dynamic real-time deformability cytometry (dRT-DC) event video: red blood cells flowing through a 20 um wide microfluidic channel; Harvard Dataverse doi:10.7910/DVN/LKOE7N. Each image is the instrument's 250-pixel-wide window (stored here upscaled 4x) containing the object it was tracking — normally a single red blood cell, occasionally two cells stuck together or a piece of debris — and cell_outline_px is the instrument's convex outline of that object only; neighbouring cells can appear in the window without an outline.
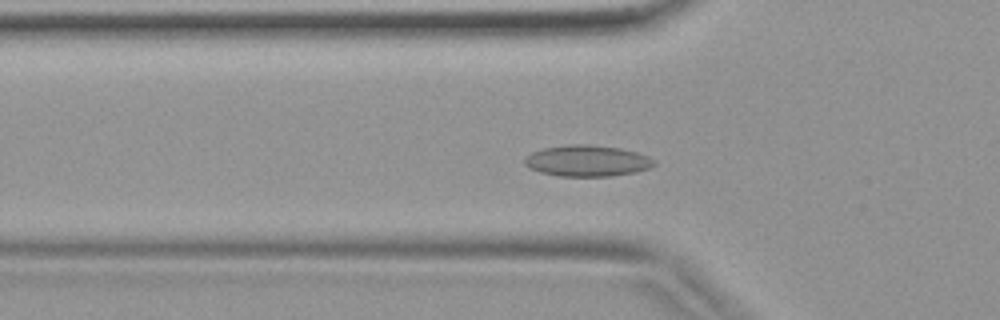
{"species": "common noctule bat (a hibernating species)", "species_latin": "Nyctalus noctula", "temperature_condition": "warm", "stored_images_in_passage": 41, "camera_frame_rate_fps": 3000, "um_per_image_px": 0.085, "animal": {"sex": "female", "body_mass_g": 19.9}, "frame": {"image": 1, "passage_image": 13, "time_ms": 4.0, "image_size_px": [1000, 320], "cell_outline_px": [[656, 164], [652, 168], [636, 172], [612, 176], [560, 176], [540, 172], [528, 168], [524, 164], [524, 156], [532, 152], [544, 148], [568, 144], [588, 144], [620, 148], [636, 152], [648, 156], [656, 160]], "centroid_in_image_um": [49.92, 13.67], "position_along_channel_um": 75.9, "area_um2": 23.81}}
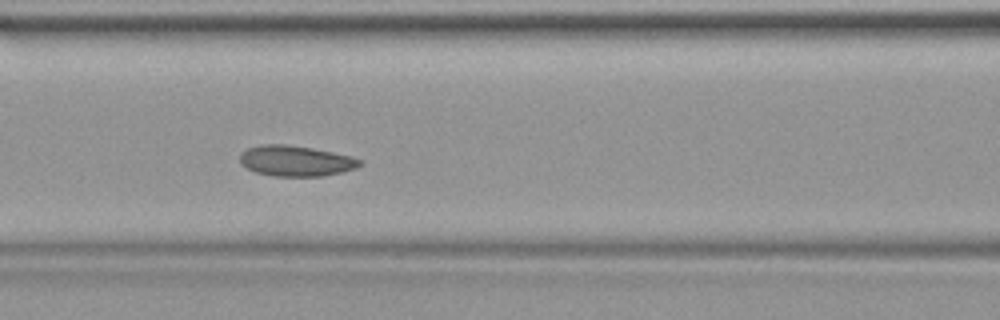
{"frame": {"image": 2, "passage_image": 17, "time_ms": 5.333, "image_size_px": [1000, 320], "cell_outline_px": [[364, 164], [356, 168], [324, 176], [272, 176], [256, 172], [240, 164], [240, 152], [248, 148], [260, 144], [288, 144], [312, 148], [352, 156], [364, 160]], "centroid_in_image_um": [25.16, 13.67], "position_along_channel_um": 141.4, "area_um2": 21.62}}
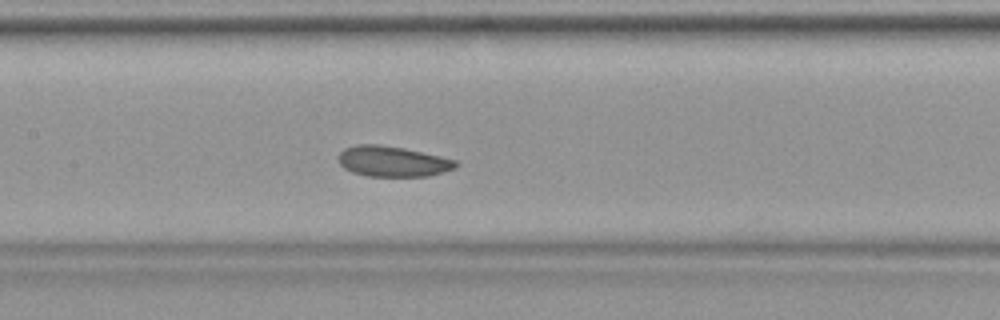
{"frame": {"image": 3, "passage_image": 19, "time_ms": 6.0, "image_size_px": [1000, 320], "cell_outline_px": [[460, 164], [456, 168], [444, 172], [428, 176], [368, 176], [352, 172], [344, 168], [340, 164], [340, 152], [344, 148], [356, 144], [380, 144], [404, 148], [440, 156], [456, 160]], "centroid_in_image_um": [33.4, 13.71], "position_along_channel_um": 174.0, "area_um2": 20.92}}